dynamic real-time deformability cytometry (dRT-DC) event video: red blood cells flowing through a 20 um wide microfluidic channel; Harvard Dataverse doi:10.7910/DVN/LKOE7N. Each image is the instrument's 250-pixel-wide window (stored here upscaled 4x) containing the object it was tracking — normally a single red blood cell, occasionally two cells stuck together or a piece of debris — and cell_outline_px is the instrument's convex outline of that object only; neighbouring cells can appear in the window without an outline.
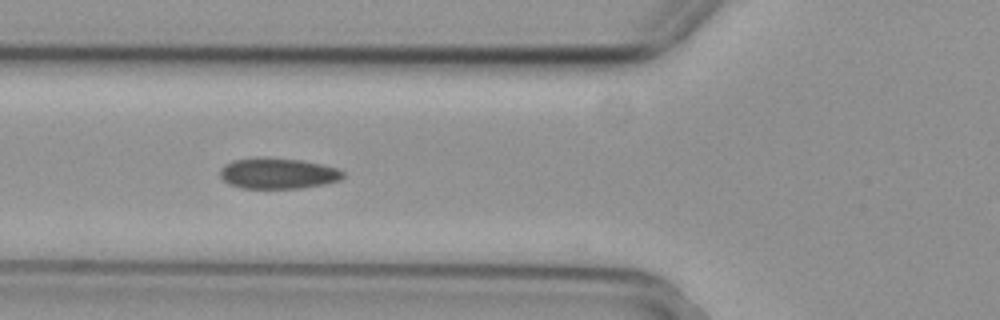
{"species": "common noctule bat (a hibernating species)", "species_latin": "Nyctalus noctula", "temperature_condition": "cold", "stored_images_in_passage": 24, "camera_frame_rate_fps": 3000, "um_per_image_px": 0.085, "animal": {"sex": "female", "body_mass_g": 29.2, "forearm_length_mm": 56.3}, "frame": {"image": 1, "passage_image": 2, "time_ms": 0.333, "image_size_px": [1000, 320], "cell_outline_px": [[344, 176], [340, 180], [324, 184], [300, 188], [240, 188], [228, 184], [220, 176], [220, 168], [224, 164], [232, 160], [300, 160], [320, 164], [336, 168], [344, 172]], "centroid_in_image_um": [23.62, 14.78], "position_along_channel_um": 102.2, "area_um2": 21.27}}
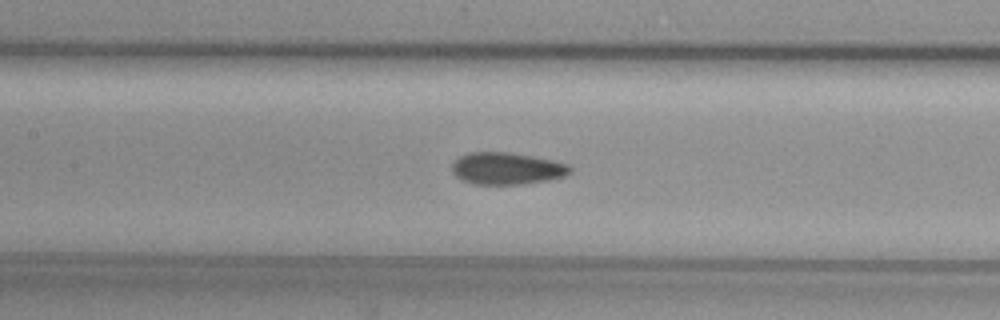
{"frame": {"image": 2, "passage_image": 7, "time_ms": 2.0, "image_size_px": [1000, 320], "cell_outline_px": [[572, 172], [564, 176], [548, 180], [520, 184], [476, 184], [464, 180], [456, 176], [452, 172], [452, 164], [460, 156], [468, 152], [508, 152], [532, 156], [552, 160], [568, 164], [572, 168]], "centroid_in_image_um": [43.09, 14.31], "position_along_channel_um": 164.3, "area_um2": 21.91}}